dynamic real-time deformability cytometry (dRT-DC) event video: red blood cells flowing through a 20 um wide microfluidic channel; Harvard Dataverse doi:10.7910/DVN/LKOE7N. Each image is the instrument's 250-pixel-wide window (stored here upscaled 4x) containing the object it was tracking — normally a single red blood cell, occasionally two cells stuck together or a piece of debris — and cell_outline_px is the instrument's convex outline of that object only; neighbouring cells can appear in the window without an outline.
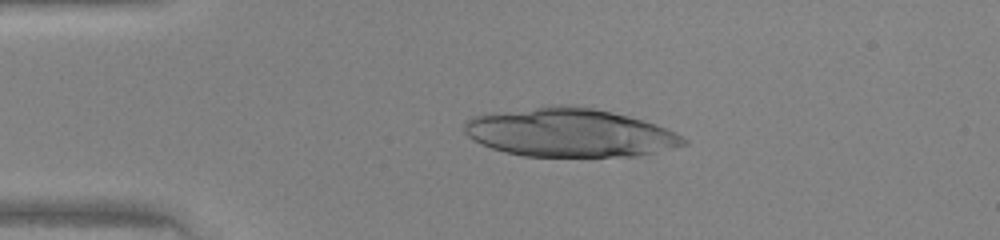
{"species": "human", "species_latin": "Homo sapiens", "temperature_condition": "warm", "stored_images_in_passage": 17, "camera_frame_rate_fps": 3000, "um_per_image_px": 0.085, "donor": {"sex": "female"}, "frame": {"image": 1, "passage_image": 10, "time_ms": 3.0, "image_size_px": [1000, 240], "cell_outline_px": [[688, 144], [636, 156], [524, 156], [504, 152], [480, 144], [472, 140], [464, 132], [464, 124], [472, 116], [488, 112], [548, 104], [572, 104], [612, 112], [628, 116], [656, 124], [676, 132], [688, 140]], "centroid_in_image_um": [48.36, 11.25], "position_along_channel_um": 36.6, "area_um2": 62.66}}